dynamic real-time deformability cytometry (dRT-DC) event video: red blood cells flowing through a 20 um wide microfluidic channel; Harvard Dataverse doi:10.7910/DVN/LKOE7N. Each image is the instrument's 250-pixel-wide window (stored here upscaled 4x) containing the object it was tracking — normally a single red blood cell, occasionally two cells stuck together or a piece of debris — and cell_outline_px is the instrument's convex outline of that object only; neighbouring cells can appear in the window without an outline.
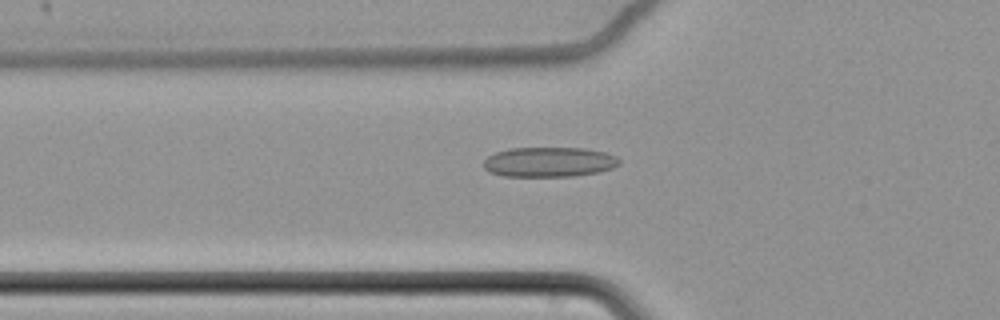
{"species": "common noctule bat (a hibernating species)", "species_latin": "Nyctalus noctula", "temperature_condition": "cold", "stored_images_in_passage": 59, "camera_frame_rate_fps": 3000, "um_per_image_px": 0.085, "animal": {"sex": "female", "body_mass_g": 22.7, "forearm_length_mm": 54.2}, "frame": {"image": 1, "passage_image": 23, "time_ms": 7.333, "image_size_px": [1000, 320], "cell_outline_px": [[620, 164], [612, 168], [600, 172], [572, 176], [504, 176], [488, 172], [484, 168], [484, 160], [488, 156], [496, 152], [508, 148], [584, 148], [604, 152], [616, 156], [620, 160]], "centroid_in_image_um": [46.67, 13.77], "position_along_channel_um": 79.1, "area_um2": 23.7}}
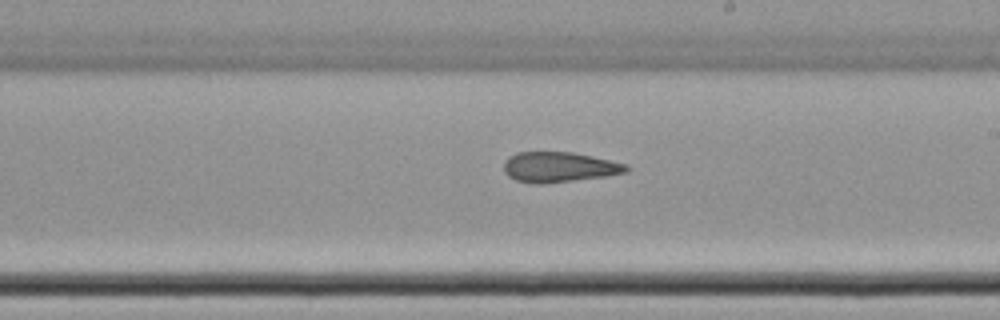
{"frame": {"image": 2, "passage_image": 37, "time_ms": 12.0, "image_size_px": [1000, 320], "cell_outline_px": [[632, 168], [628, 172], [608, 176], [540, 184], [536, 184], [516, 180], [508, 176], [504, 172], [504, 160], [508, 156], [516, 152], [572, 152], [592, 156], [628, 164]], "centroid_in_image_um": [47.55, 14.2], "position_along_channel_um": 241.5, "area_um2": 21.79}}
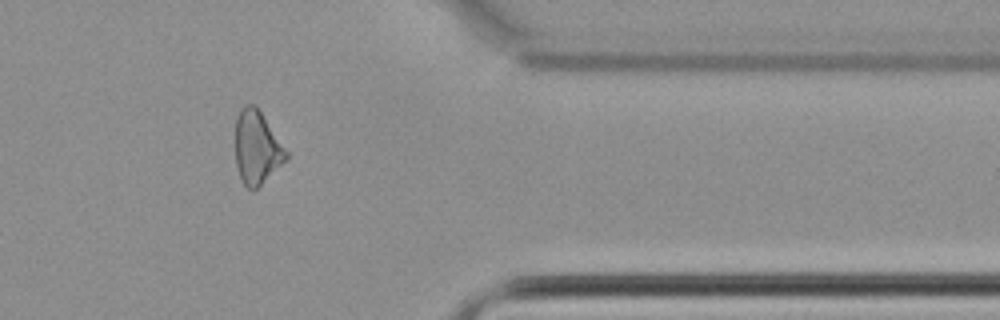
{"frame": {"image": 3, "passage_image": 51, "time_ms": 16.667, "image_size_px": [1000, 320], "cell_outline_px": [[288, 156], [256, 188], [248, 188], [244, 184], [240, 176], [236, 164], [236, 116], [240, 108], [244, 104], [256, 104], [288, 152]], "centroid_in_image_um": [21.8, 12.46], "position_along_channel_um": 389.6, "area_um2": 21.21}}